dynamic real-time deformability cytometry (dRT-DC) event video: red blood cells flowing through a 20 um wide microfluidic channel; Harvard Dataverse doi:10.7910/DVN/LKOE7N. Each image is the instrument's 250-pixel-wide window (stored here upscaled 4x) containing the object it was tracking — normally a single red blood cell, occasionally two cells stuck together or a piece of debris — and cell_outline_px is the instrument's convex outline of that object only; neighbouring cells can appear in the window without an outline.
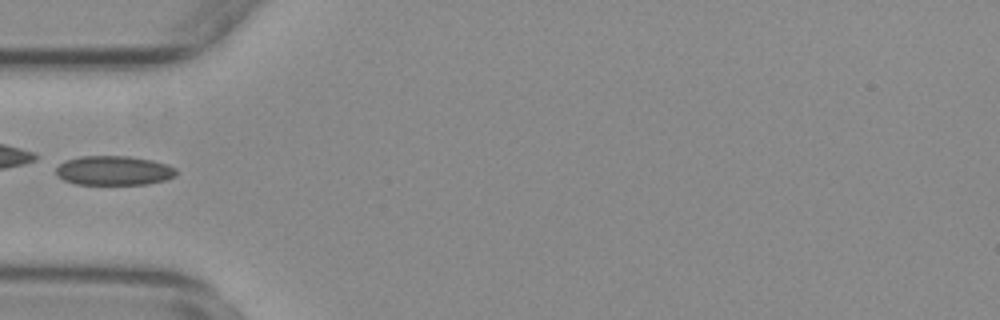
{"species": "common noctule bat (a hibernating species)", "species_latin": "Nyctalus noctula", "temperature_condition": "warm", "stored_images_in_passage": 36, "camera_frame_rate_fps": 3000, "um_per_image_px": 0.085, "animal": {"sex": "female", "body_mass_g": 29.2, "forearm_length_mm": 56.3}, "frame": {"image": 1, "passage_image": 1, "time_ms": 0.0, "image_size_px": [1000, 320], "cell_outline_px": [[176, 176], [168, 180], [148, 184], [76, 184], [64, 180], [56, 172], [56, 164], [64, 160], [80, 156], [128, 156], [152, 160], [168, 164], [176, 168]], "centroid_in_image_um": [9.69, 14.49], "position_along_channel_um": 75.3, "area_um2": 20.81}}